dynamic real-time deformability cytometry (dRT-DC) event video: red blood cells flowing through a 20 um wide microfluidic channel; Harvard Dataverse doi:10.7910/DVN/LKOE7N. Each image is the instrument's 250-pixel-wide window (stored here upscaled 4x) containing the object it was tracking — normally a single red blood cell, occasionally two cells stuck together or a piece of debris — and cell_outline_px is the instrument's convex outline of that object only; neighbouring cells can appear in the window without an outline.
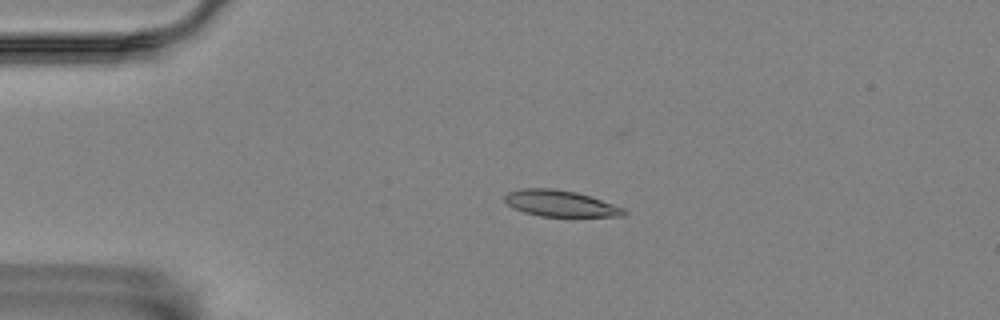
{"species": "Egyptian fruit bat (a non-hibernating species)", "species_latin": "Rousettus aegyptiacus", "temperature_condition": "room temperature", "stored_images_in_passage": 3, "camera_frame_rate_fps": 3000, "um_per_image_px": 0.085, "animal": {"sex": "female"}, "frame": {"image": 1, "passage_image": 2, "time_ms": 0.333, "image_size_px": [1000, 320], "cell_outline_px": [[628, 212], [624, 216], [540, 216], [524, 212], [512, 208], [504, 200], [504, 196], [508, 192], [524, 188], [552, 188], [576, 192], [624, 208]], "centroid_in_image_um": [47.6, 17.29], "position_along_channel_um": 37.4, "area_um2": 18.03}}